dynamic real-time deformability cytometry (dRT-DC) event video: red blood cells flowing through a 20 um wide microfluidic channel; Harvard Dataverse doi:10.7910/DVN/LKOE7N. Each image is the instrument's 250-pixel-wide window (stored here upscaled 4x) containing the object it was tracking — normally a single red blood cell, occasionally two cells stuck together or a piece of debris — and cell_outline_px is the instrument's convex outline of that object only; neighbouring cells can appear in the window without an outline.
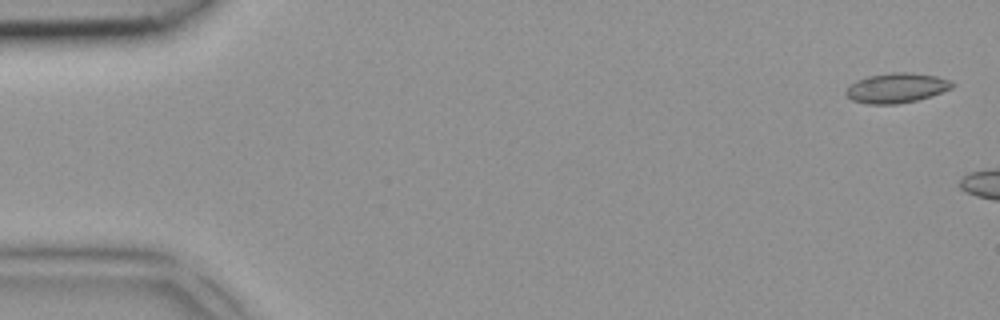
{"species": "common noctule bat (a hibernating species)", "species_latin": "Nyctalus noctula", "temperature_condition": "room temperature", "stored_images_in_passage": 4, "camera_frame_rate_fps": 3000, "um_per_image_px": 0.085, "animal": {"sex": "female", "body_mass_g": 18.4}, "frame": {"image": 1, "passage_image": 1, "time_ms": 0.0, "image_size_px": [1000, 320], "cell_outline_px": [[956, 84], [952, 88], [916, 100], [896, 104], [868, 104], [852, 100], [844, 92], [856, 80], [868, 76], [888, 72], [912, 72], [936, 76], [952, 80]], "centroid_in_image_um": [76.22, 7.46], "position_along_channel_um": 8.8, "area_um2": 18.44}}